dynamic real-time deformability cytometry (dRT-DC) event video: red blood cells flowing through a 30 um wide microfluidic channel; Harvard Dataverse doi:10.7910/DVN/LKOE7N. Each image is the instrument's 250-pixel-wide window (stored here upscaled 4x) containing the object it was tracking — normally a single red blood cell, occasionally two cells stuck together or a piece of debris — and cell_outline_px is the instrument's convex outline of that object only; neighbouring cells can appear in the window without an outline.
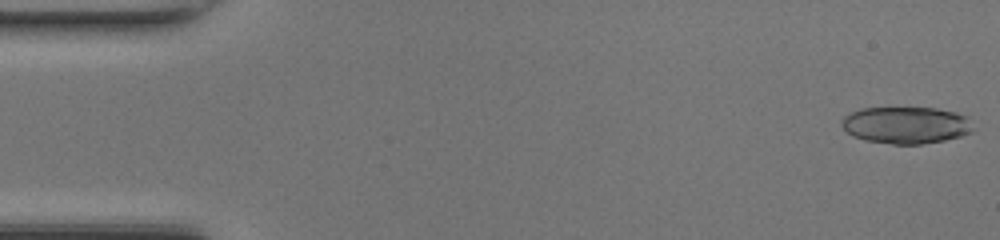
{"species": "common noctule bat (a hibernating species)", "species_latin": "Nyctalus noctula", "temperature_condition": "room temperature", "stored_images_in_passage": 48, "camera_frame_rate_fps": 3000, "um_per_image_px": 0.085, "animal": {"sex": "female", "body_mass_g": 17.0, "forearm_length_mm": 48.0}, "frame": {"image": 1, "passage_image": 1, "time_ms": 0.0, "image_size_px": [1000, 240], "cell_outline_px": [[972, 132], [960, 136], [944, 140], [920, 144], [892, 144], [864, 140], [852, 136], [840, 124], [840, 120], [844, 116], [860, 108], [936, 108], [956, 112], [968, 116], [972, 128]], "centroid_in_image_um": [76.99, 10.63], "position_along_channel_um": 8.0, "area_um2": 28.32}}
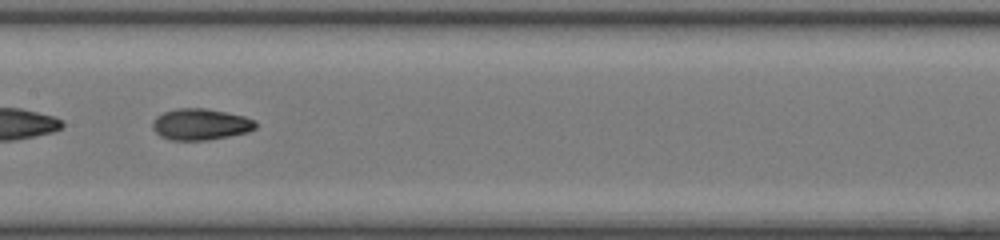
{"frame": {"image": 2, "passage_image": 24, "time_ms": 7.667, "image_size_px": [1000, 240], "cell_outline_px": [[256, 128], [248, 132], [208, 140], [172, 140], [160, 136], [152, 128], [152, 120], [156, 116], [164, 112], [176, 108], [204, 108], [244, 116], [256, 120]], "centroid_in_image_um": [17.03, 10.56], "position_along_channel_um": 190.4, "area_um2": 18.84}}
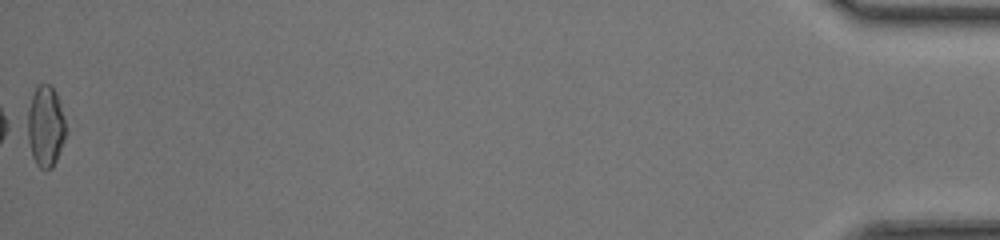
{"frame": {"image": 3, "passage_image": 48, "time_ms": 15.667, "image_size_px": [1000, 240], "cell_outline_px": [[64, 140], [56, 160], [52, 168], [40, 168], [36, 164], [32, 156], [28, 140], [28, 108], [32, 96], [36, 88], [40, 84], [48, 84], [56, 92], [64, 116]], "centroid_in_image_um": [3.86, 10.74], "position_along_channel_um": 431.3, "area_um2": 17.63}, "authors_computed_cell_mechanics": {"area_um2": 18.4671, "velocity_mm_per_s": 4.3677, "shape_relaxation_time_tau1_ms": 7.7829, "shape_relaxation_time_tau2_ms": 1.7788, "deformation_change_tau1": 0.218, "deformation_change_tau2": 0.0678}}